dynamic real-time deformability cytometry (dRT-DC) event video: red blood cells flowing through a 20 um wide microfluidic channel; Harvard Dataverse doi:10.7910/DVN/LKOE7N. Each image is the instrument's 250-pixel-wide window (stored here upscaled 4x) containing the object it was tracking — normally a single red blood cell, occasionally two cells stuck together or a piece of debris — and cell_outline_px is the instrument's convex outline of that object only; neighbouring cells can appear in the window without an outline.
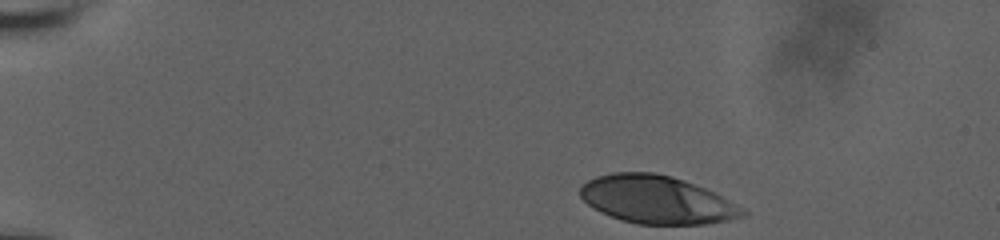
{"species": "human", "species_latin": "Homo sapiens", "temperature_condition": "room temperature", "stored_images_in_passage": 26, "camera_frame_rate_fps": 3000, "um_per_image_px": 0.085, "donor": {"sex": "male"}, "frame": {"image": 1, "passage_image": 1, "time_ms": 0.0, "image_size_px": [1000, 240], "cell_outline_px": [[748, 212], [744, 216], [728, 220], [704, 224], [636, 224], [620, 220], [600, 212], [592, 208], [580, 196], [580, 184], [596, 176], [612, 172], [656, 172], [672, 176], [684, 180], [704, 188], [744, 208]], "centroid_in_image_um": [55.78, 16.97], "position_along_channel_um": 29.2, "area_um2": 45.43}}
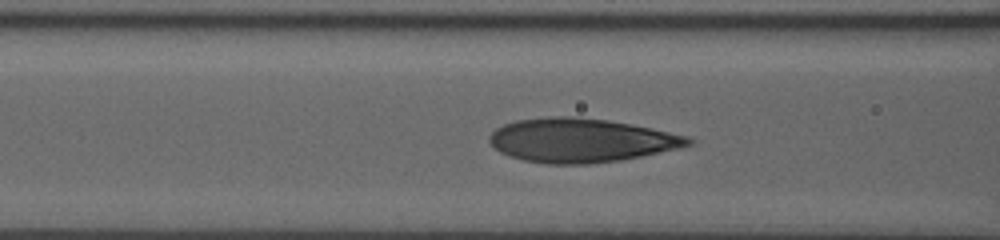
{"frame": {"image": 2, "passage_image": 15, "time_ms": 5.0, "image_size_px": [1000, 240], "cell_outline_px": [[692, 144], [680, 148], [620, 160], [588, 164], [544, 164], [524, 160], [508, 156], [500, 152], [488, 140], [488, 136], [496, 128], [504, 124], [516, 120], [552, 116], [568, 116], [608, 120], [688, 136], [692, 140]], "centroid_in_image_um": [49.33, 11.93], "position_along_channel_um": 117.3, "area_um2": 50.58}}
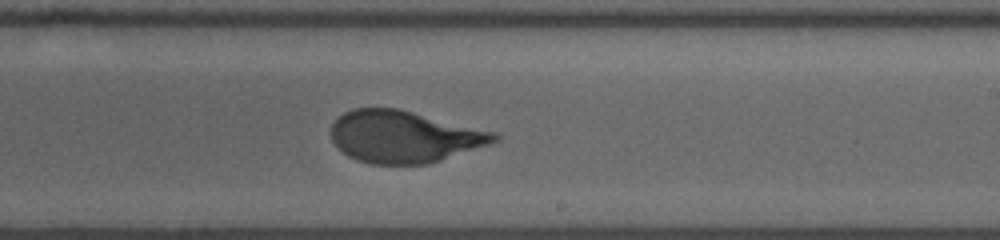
{"frame": {"image": 3, "passage_image": 26, "time_ms": 8.667, "image_size_px": [1000, 240], "cell_outline_px": [[500, 136], [496, 140], [488, 144], [428, 164], [372, 164], [356, 160], [348, 156], [336, 148], [332, 140], [332, 124], [344, 112], [352, 108], [396, 108], [496, 132]], "centroid_in_image_um": [34.3, 11.62], "position_along_channel_um": 254.7, "area_um2": 49.01}}